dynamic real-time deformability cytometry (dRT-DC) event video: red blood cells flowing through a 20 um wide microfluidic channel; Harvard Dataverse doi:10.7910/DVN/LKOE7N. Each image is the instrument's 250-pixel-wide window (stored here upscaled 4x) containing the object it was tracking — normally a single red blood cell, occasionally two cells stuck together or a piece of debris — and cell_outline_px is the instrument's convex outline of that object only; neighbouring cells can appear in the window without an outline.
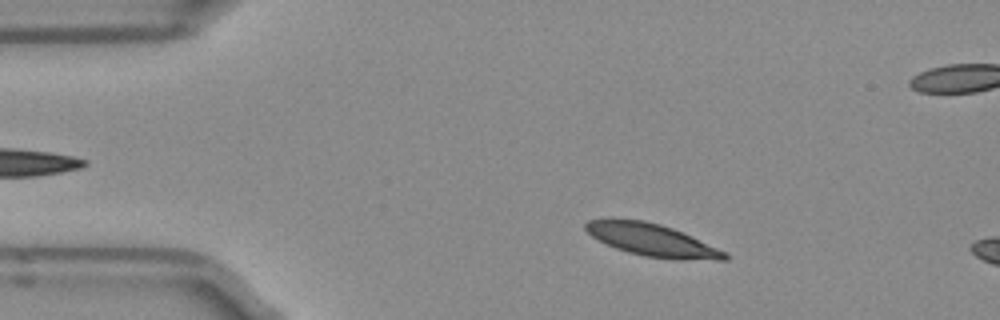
{"species": "Egyptian fruit bat (a non-hibernating species)", "species_latin": "Rousettus aegyptiacus", "temperature_condition": "room temperature", "stored_images_in_passage": 11, "camera_frame_rate_fps": 3000, "um_per_image_px": 0.085, "frame": {"image": 1, "passage_image": 7, "time_ms": 2.0, "image_size_px": [1000, 320], "cell_outline_px": [[728, 260], [680, 260], [644, 256], [628, 252], [616, 248], [592, 236], [584, 228], [584, 224], [588, 220], [608, 216], [612, 216], [644, 220], [660, 224], [672, 228], [728, 252]], "centroid_in_image_um": [55.39, 20.37], "position_along_channel_um": 29.6, "area_um2": 26.76}}